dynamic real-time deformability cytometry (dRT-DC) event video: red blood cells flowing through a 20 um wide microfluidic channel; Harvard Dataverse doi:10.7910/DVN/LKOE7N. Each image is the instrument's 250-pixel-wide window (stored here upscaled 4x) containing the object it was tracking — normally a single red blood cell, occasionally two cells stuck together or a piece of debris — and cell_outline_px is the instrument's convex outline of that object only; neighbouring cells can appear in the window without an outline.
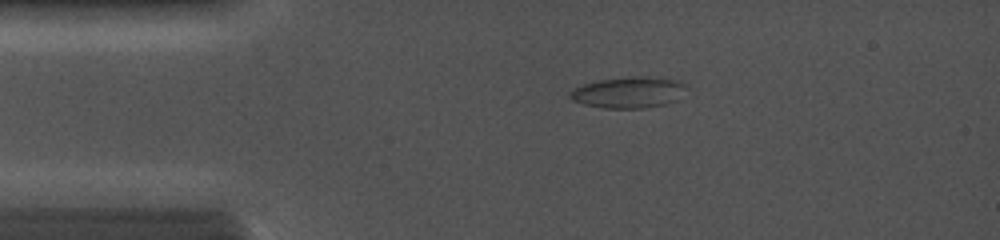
{"species": "common noctule bat (a hibernating species)", "species_latin": "Nyctalus noctula", "temperature_condition": "cold", "stored_images_in_passage": 47, "camera_frame_rate_fps": 5000, "um_per_image_px": 0.085, "animal": {"sex": "female", "body_mass_g": 19.0, "forearm_length_mm": 56.7}, "frame": {"image": 1, "passage_image": 1, "time_ms": 0.0, "image_size_px": [1000, 240], "cell_outline_px": [[688, 84], [676, 100], [664, 104], [644, 108], [604, 108], [584, 104], [572, 100], [568, 96], [572, 88], [584, 84], [600, 80], [632, 76], [648, 76], [680, 80]], "centroid_in_image_um": [53.43, 7.84], "position_along_channel_um": 31.6, "area_um2": 21.15}}
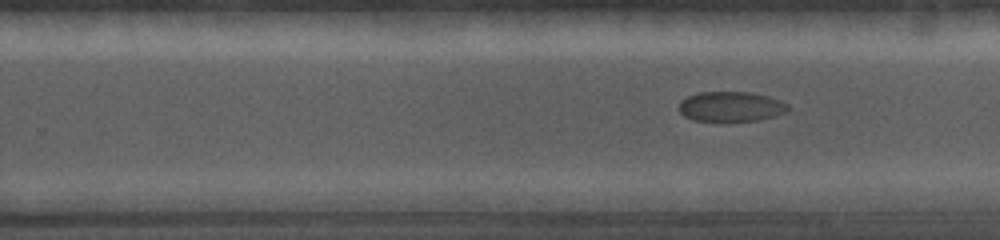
{"frame": {"image": 2, "passage_image": 25, "time_ms": 7.0, "image_size_px": [1000, 240], "cell_outline_px": [[788, 112], [760, 120], [692, 120], [684, 116], [680, 112], [680, 100], [688, 96], [700, 92], [752, 92], [768, 96], [780, 100], [788, 104]], "centroid_in_image_um": [62.15, 9.04], "position_along_channel_um": 267.7, "area_um2": 18.9}}
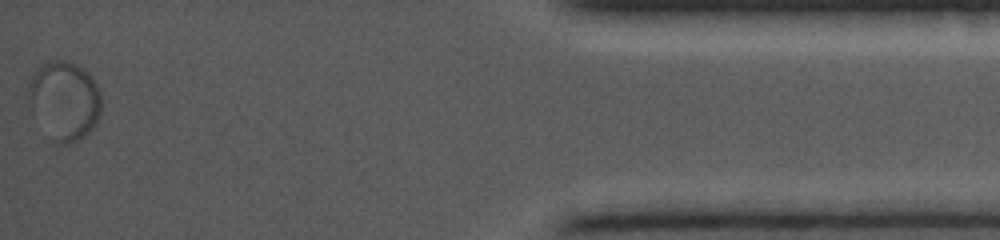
{"frame": {"image": 3, "passage_image": 47, "time_ms": 12.8, "image_size_px": [1000, 240], "cell_outline_px": [[100, 116], [96, 124], [84, 136], [72, 144], [56, 144], [32, 108], [28, 92], [28, 84], [36, 68], [52, 60], [68, 60], [84, 68], [88, 72], [96, 84], [100, 92]], "centroid_in_image_um": [5.51, 8.51], "position_along_channel_um": 429.7, "area_um2": 33.06}}